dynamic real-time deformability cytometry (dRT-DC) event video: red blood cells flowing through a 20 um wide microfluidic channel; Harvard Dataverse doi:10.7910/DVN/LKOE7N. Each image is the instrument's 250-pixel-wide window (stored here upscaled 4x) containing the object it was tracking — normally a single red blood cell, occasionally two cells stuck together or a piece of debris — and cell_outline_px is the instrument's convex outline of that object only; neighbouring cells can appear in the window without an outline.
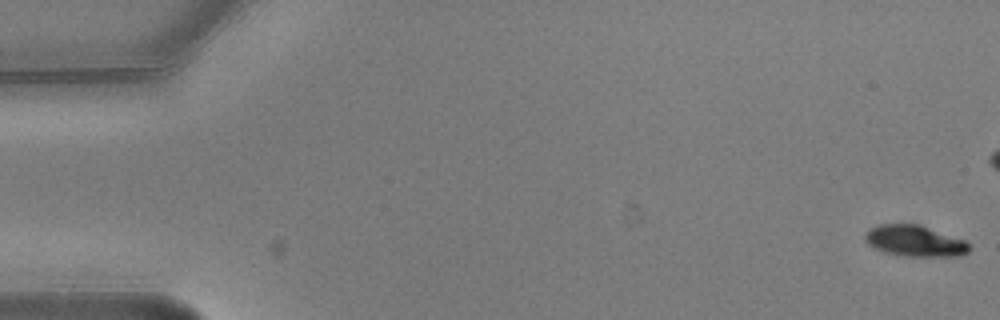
{"species": "common noctule bat (a hibernating species)", "species_latin": "Nyctalus noctula", "temperature_condition": "warm", "stored_images_in_passage": 7, "camera_frame_rate_fps": 3000, "um_per_image_px": 0.085, "animal": {"sex": "male", "body_mass_g": 20.5, "forearm_length_mm": 52.5}, "frame": {"image": 1, "passage_image": 1, "time_ms": 0.0, "image_size_px": [1000, 320], "cell_outline_px": [[972, 248], [968, 252], [960, 256], [908, 256], [884, 252], [872, 248], [864, 240], [864, 236], [868, 228], [880, 224], [920, 224], [964, 240]], "centroid_in_image_um": [77.73, 20.47], "position_along_channel_um": 7.3, "area_um2": 19.02}}
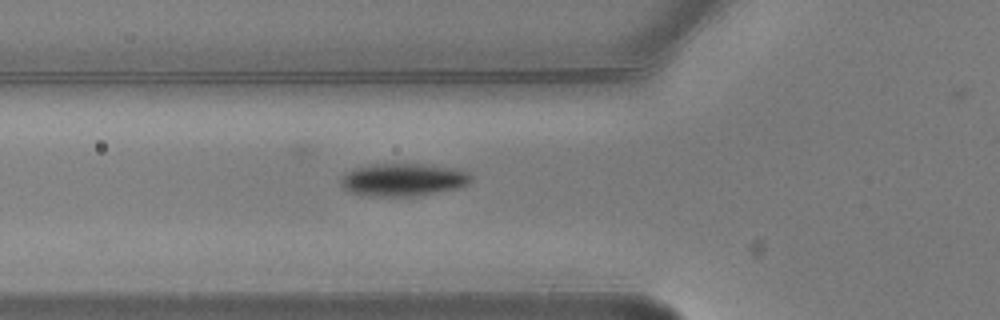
{"frame": {"image": 2, "passage_image": 7, "time_ms": 2.0, "image_size_px": [1000, 320], "cell_outline_px": [[472, 180], [468, 184], [460, 188], [416, 196], [360, 196], [348, 192], [340, 184], [340, 180], [348, 172], [356, 168], [376, 164], [432, 164], [456, 168], [468, 172], [472, 176]], "centroid_in_image_um": [34.31, 15.29], "position_along_channel_um": 91.5, "area_um2": 25.14}}